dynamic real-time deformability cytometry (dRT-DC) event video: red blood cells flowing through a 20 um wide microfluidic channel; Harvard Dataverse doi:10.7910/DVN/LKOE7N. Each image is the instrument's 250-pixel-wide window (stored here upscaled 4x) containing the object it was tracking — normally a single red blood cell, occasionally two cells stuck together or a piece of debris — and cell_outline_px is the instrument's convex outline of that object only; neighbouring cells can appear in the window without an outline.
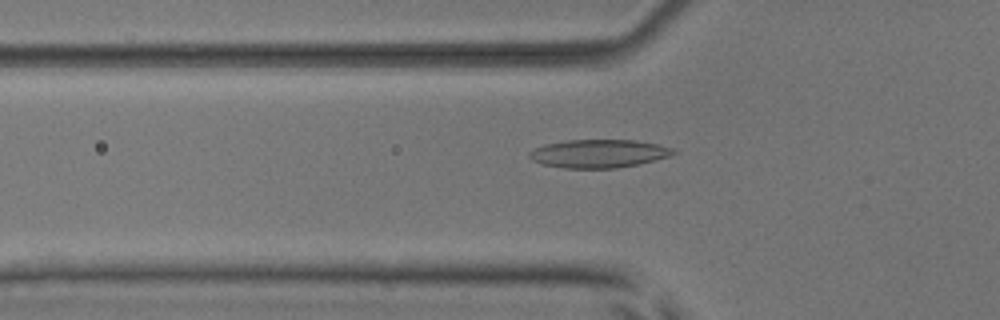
{"species": "common noctule bat (a hibernating species)", "species_latin": "Nyctalus noctula", "temperature_condition": "room temperature", "stored_images_in_passage": 41, "camera_frame_rate_fps": 3000, "um_per_image_px": 0.085, "animal": {"sex": "male", "body_mass_g": 17.9, "forearm_length_mm": 54.2}, "frame": {"image": 1, "passage_image": 18, "time_ms": 5.667, "image_size_px": [1000, 320], "cell_outline_px": [[680, 152], [668, 156], [640, 164], [616, 168], [564, 168], [544, 164], [532, 160], [528, 156], [528, 152], [544, 144], [568, 140], [636, 140], [656, 144], [672, 148]], "centroid_in_image_um": [50.9, 13.05], "position_along_channel_um": 74.9, "area_um2": 23.64}}
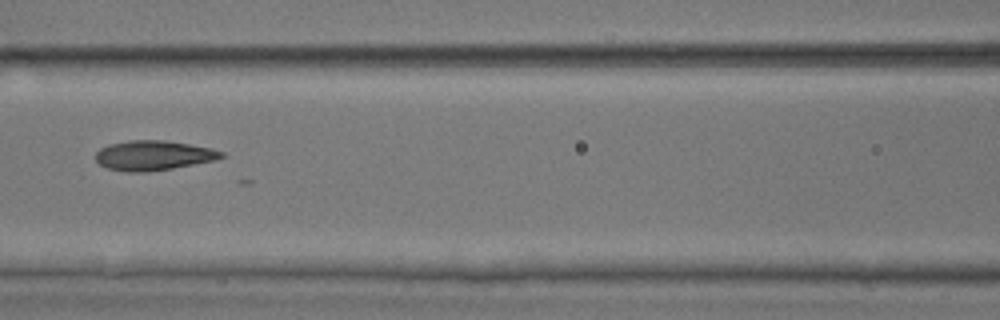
{"frame": {"image": 2, "passage_image": 24, "time_ms": 7.667, "image_size_px": [1000, 320], "cell_outline_px": [[224, 156], [216, 160], [172, 168], [148, 172], [128, 172], [108, 168], [100, 164], [96, 160], [96, 152], [100, 148], [108, 144], [128, 140], [164, 140], [212, 148], [224, 152]], "centroid_in_image_um": [13.03, 13.21], "position_along_channel_um": 153.6, "area_um2": 21.79}}
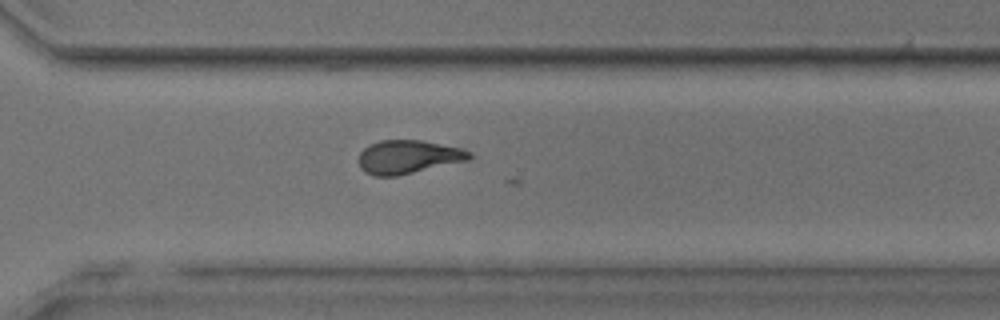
{"frame": {"image": 3, "passage_image": 38, "time_ms": 12.333, "image_size_px": [1000, 320], "cell_outline_px": [[472, 156], [468, 160], [396, 176], [376, 176], [364, 172], [360, 168], [356, 160], [360, 152], [368, 144], [380, 140], [424, 140], [460, 148], [472, 152]], "centroid_in_image_um": [34.64, 13.33], "position_along_channel_um": 336.0, "area_um2": 21.79}}